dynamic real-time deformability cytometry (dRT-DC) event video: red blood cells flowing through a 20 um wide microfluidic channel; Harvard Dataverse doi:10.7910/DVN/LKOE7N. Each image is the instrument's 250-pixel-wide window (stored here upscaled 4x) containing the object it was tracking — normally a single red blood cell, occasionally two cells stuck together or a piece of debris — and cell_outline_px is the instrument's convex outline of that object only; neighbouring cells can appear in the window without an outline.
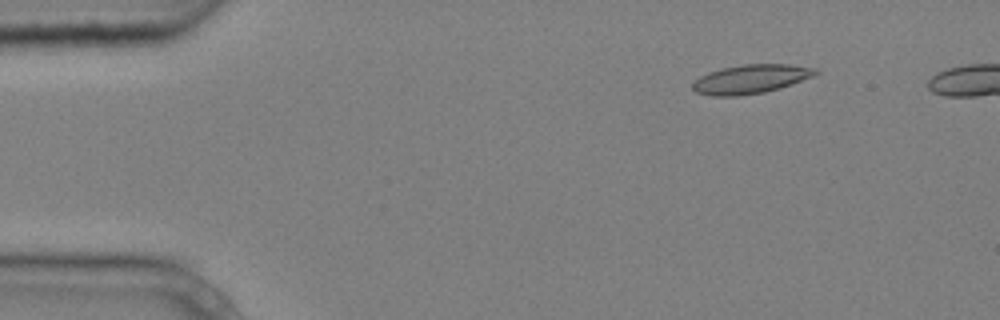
{"species": "common noctule bat (a hibernating species)", "species_latin": "Nyctalus noctula", "temperature_condition": "cold", "stored_images_in_passage": 5, "camera_frame_rate_fps": 3000, "um_per_image_px": 0.085, "animal": {"sex": "male", "body_mass_g": 20.4}, "frame": {"image": 1, "passage_image": 2, "time_ms": 0.333, "image_size_px": [1000, 320], "cell_outline_px": [[820, 72], [812, 76], [792, 84], [780, 88], [764, 92], [740, 96], [708, 96], [696, 92], [692, 88], [692, 84], [700, 76], [708, 72], [720, 68], [744, 64], [788, 64], [816, 68]], "centroid_in_image_um": [63.79, 6.72], "position_along_channel_um": 21.2, "area_um2": 20.81}}